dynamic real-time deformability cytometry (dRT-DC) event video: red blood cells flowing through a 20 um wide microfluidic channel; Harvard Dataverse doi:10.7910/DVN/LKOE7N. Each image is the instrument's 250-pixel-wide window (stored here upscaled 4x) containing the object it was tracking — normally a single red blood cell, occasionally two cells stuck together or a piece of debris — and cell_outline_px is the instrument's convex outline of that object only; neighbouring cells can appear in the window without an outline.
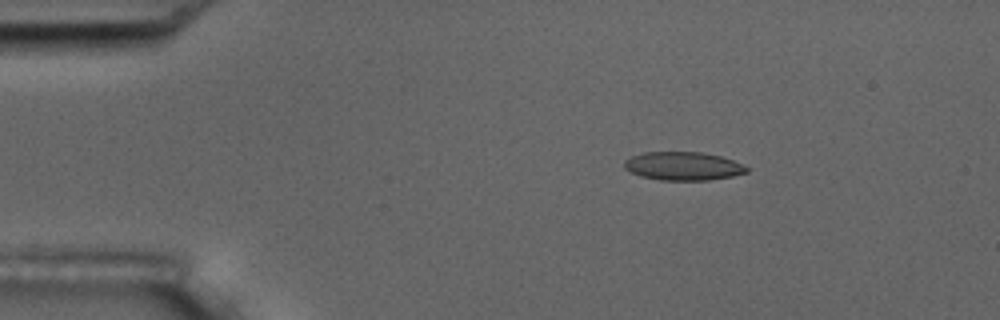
{"species": "common noctule bat (a hibernating species)", "species_latin": "Nyctalus noctula", "temperature_condition": "room temperature", "stored_images_in_passage": 5, "camera_frame_rate_fps": 3000, "um_per_image_px": 0.085, "animal": {"sex": "male", "body_mass_g": 17.5, "forearm_length_mm": 52.3}, "frame": {"image": 1, "passage_image": 3, "time_ms": 2.333, "image_size_px": [1000, 320], "cell_outline_px": [[748, 172], [732, 176], [708, 180], [660, 180], [640, 176], [624, 168], [624, 160], [632, 156], [644, 152], [700, 152], [720, 156], [732, 160], [748, 168]], "centroid_in_image_um": [58.04, 14.12], "position_along_channel_um": 27.0, "area_um2": 20.11}}